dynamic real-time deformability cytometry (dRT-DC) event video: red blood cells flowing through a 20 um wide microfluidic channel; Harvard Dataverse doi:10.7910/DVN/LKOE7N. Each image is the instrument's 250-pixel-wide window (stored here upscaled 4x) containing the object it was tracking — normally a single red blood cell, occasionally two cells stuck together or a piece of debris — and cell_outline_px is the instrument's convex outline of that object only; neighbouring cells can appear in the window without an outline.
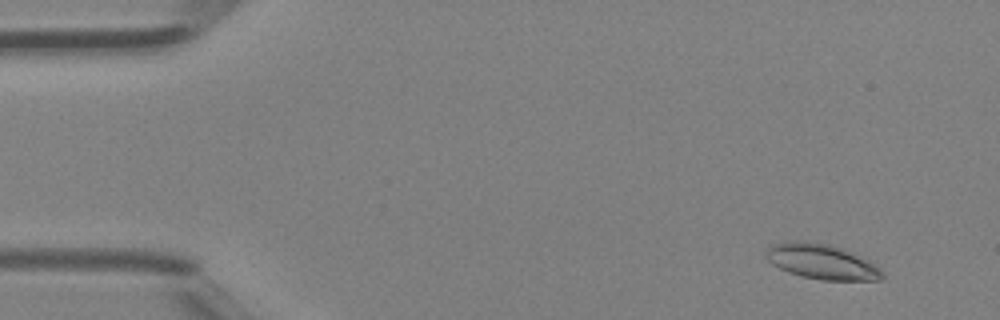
{"species": "Egyptian fruit bat (a non-hibernating species)", "species_latin": "Rousettus aegyptiacus", "temperature_condition": "room temperature", "stored_images_in_passage": 48, "camera_frame_rate_fps": 3000, "um_per_image_px": 0.085, "animal": {"sex": "female"}, "frame": {"image": 1, "passage_image": 4, "time_ms": 1.0, "image_size_px": [1000, 320], "cell_outline_px": [[884, 276], [880, 280], [820, 280], [800, 276], [788, 272], [772, 264], [764, 256], [764, 252], [772, 244], [784, 240], [808, 240], [828, 244], [844, 248], [868, 260], [880, 268], [884, 272]], "centroid_in_image_um": [69.81, 22.22], "position_along_channel_um": 15.2, "area_um2": 24.28}}
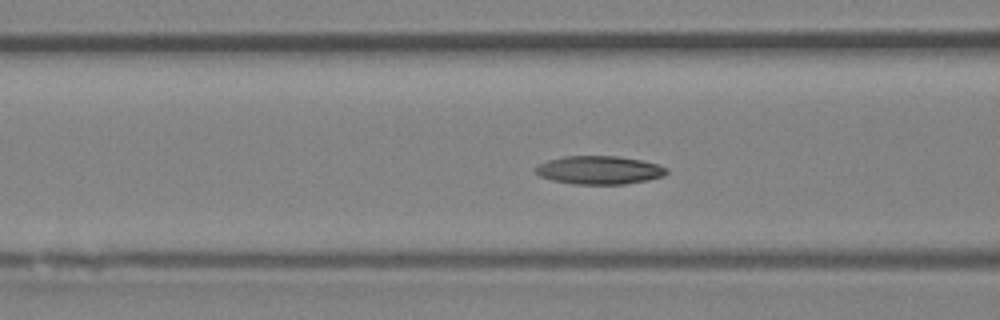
{"frame": {"image": 2, "passage_image": 19, "time_ms": 6.0, "image_size_px": [1000, 320], "cell_outline_px": [[668, 172], [664, 176], [648, 180], [624, 184], [572, 184], [552, 180], [540, 176], [536, 172], [536, 168], [540, 164], [548, 160], [564, 156], [616, 156], [640, 160], [656, 164], [668, 168]], "centroid_in_image_um": [50.95, 14.46], "position_along_channel_um": 115.6, "area_um2": 21.5}}
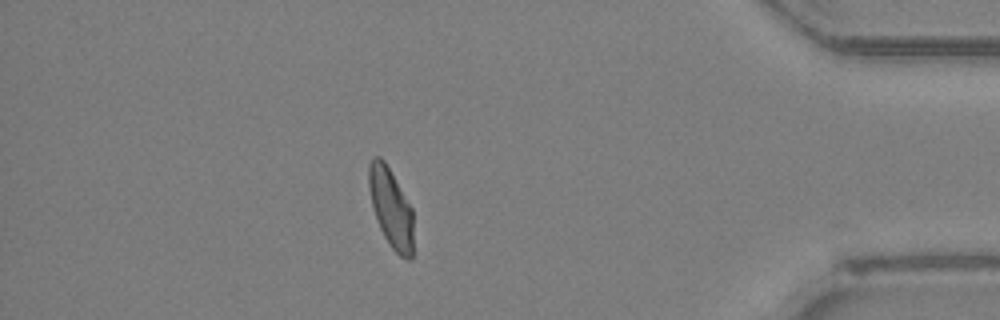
{"frame": {"image": 3, "passage_image": 42, "time_ms": 13.667, "image_size_px": [1000, 320], "cell_outline_px": [[412, 260], [408, 260], [400, 256], [392, 248], [384, 236], [380, 228], [372, 208], [368, 188], [368, 164], [372, 156], [380, 156], [384, 160], [412, 208]], "centroid_in_image_um": [33.19, 17.64], "position_along_channel_um": 402.0, "area_um2": 20.58}, "authors_computed_cell_mechanics": {"area_um2": 21.1548, "velocity_mm_per_s": 4.2913, "shape_relaxation_time_tau1_ms": null, "shape_relaxation_time_tau2_ms": 4.4494, "deformation_change_tau1": null, "deformation_change_tau2": 0.091}}